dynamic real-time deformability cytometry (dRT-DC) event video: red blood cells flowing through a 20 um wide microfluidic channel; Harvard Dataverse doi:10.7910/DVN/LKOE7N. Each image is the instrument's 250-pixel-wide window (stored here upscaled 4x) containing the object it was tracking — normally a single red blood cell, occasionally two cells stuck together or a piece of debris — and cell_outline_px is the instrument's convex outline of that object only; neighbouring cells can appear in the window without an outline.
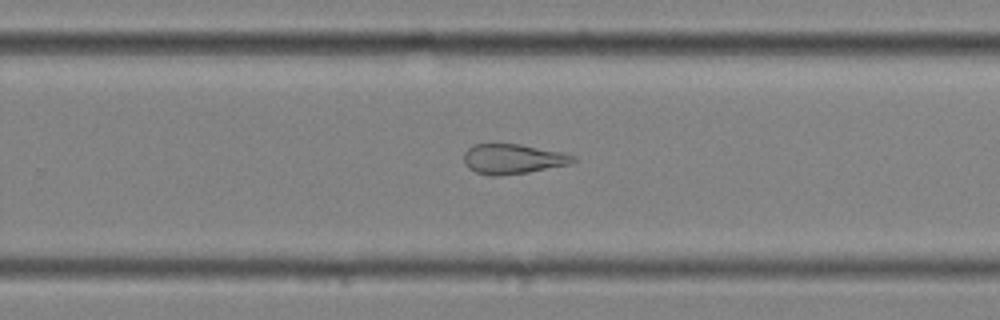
{"species": "common noctule bat (a hibernating species)", "species_latin": "Nyctalus noctula", "temperature_condition": "cold", "stored_images_in_passage": 11, "segment_of_instrument_passage": [2, 2], "camera_frame_rate_fps": 3000, "um_per_image_px": 0.085, "animal": {"sex": "female", "body_mass_g": 25.1}, "frame": {"image": 1, "passage_image": 11, "time_ms": 3.333, "image_size_px": [1000, 320], "cell_outline_px": [[576, 160], [568, 164], [528, 172], [500, 176], [492, 176], [476, 172], [468, 168], [464, 164], [464, 152], [472, 144], [520, 144], [564, 152], [576, 156]], "centroid_in_image_um": [43.57, 13.5], "position_along_channel_um": 286.2, "area_um2": 19.13}}